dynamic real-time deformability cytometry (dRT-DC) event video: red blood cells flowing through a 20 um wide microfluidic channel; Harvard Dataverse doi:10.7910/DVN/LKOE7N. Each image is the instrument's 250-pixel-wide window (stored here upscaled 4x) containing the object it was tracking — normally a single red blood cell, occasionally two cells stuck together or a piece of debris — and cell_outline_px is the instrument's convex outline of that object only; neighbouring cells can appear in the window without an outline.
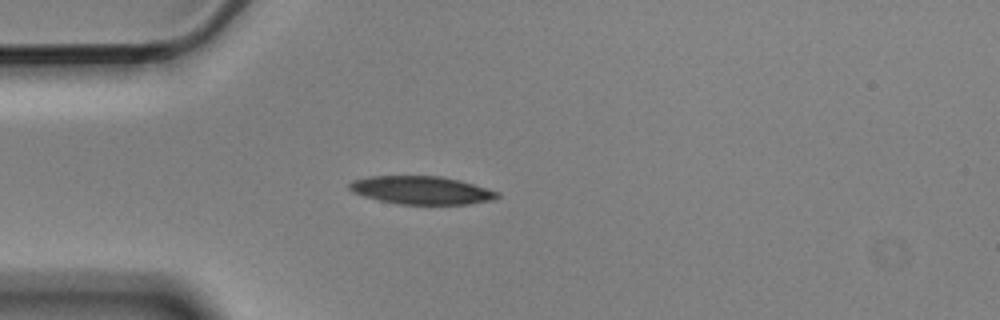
{"species": "Egyptian fruit bat (a non-hibernating species)", "species_latin": "Rousettus aegyptiacus", "temperature_condition": "cold", "stored_images_in_passage": 3, "camera_frame_rate_fps": 3000, "um_per_image_px": 0.085, "animal": {"sex": "male"}, "frame": {"image": 1, "passage_image": 3, "time_ms": 0.667, "image_size_px": [1000, 320], "cell_outline_px": [[500, 196], [492, 200], [468, 204], [400, 204], [380, 200], [364, 196], [352, 192], [348, 188], [348, 184], [352, 180], [372, 176], [444, 176], [460, 180], [500, 192]], "centroid_in_image_um": [35.83, 16.16], "position_along_channel_um": 49.2, "area_um2": 24.22}}